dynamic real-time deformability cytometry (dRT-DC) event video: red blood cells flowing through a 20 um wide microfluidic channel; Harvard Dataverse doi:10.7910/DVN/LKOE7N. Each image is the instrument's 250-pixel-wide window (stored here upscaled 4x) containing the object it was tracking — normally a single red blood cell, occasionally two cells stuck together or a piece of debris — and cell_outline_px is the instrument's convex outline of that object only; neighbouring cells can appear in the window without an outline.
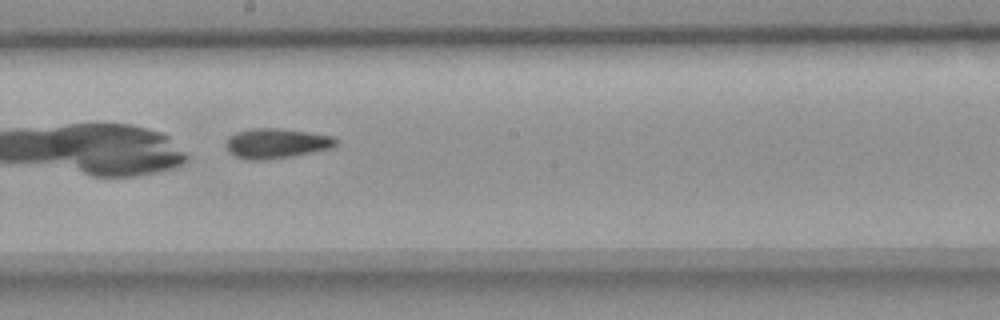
{"species": "common noctule bat (a hibernating species)", "species_latin": "Nyctalus noctula", "temperature_condition": "room temperature", "stored_images_in_passage": 30, "camera_frame_rate_fps": 3000, "um_per_image_px": 0.085, "animal": {"sex": "female", "body_mass_g": 18.4}, "frame": {"image": 1, "passage_image": 13, "time_ms": 4.0, "image_size_px": [1000, 320], "cell_outline_px": [[336, 144], [332, 148], [292, 156], [268, 160], [248, 160], [236, 156], [228, 152], [228, 136], [236, 132], [256, 128], [276, 128], [332, 136], [336, 140]], "centroid_in_image_um": [23.47, 12.2], "position_along_channel_um": 224.7, "area_um2": 18.84}}